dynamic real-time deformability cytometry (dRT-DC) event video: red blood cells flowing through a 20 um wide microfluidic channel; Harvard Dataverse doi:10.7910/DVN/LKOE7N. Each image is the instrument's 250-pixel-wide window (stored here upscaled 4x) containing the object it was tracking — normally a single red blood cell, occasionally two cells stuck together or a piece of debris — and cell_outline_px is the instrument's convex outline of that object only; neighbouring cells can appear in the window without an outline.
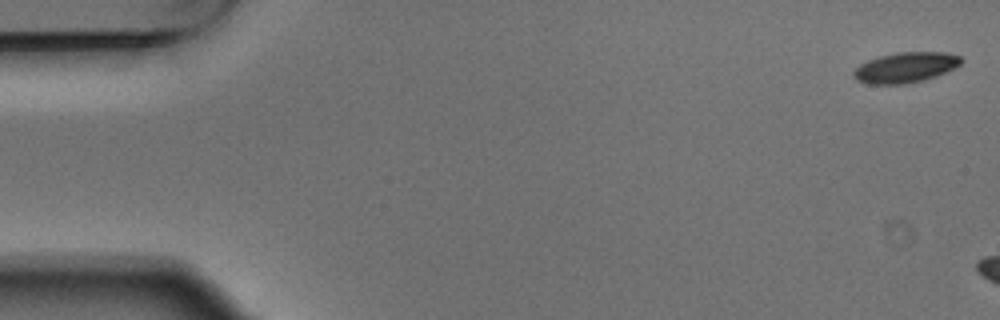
{"species": "Egyptian fruit bat (a non-hibernating species)", "species_latin": "Rousettus aegyptiacus", "temperature_condition": "warm", "stored_images_in_passage": 3, "camera_frame_rate_fps": 3000, "um_per_image_px": 0.085, "animal": {"sex": "male"}, "frame": {"image": 1, "passage_image": 1, "time_ms": 0.0, "image_size_px": [1000, 320], "cell_outline_px": [[964, 60], [960, 64], [936, 76], [924, 80], [904, 84], [868, 84], [856, 80], [852, 76], [852, 72], [860, 64], [868, 60], [880, 56], [896, 52], [944, 52], [960, 56]], "centroid_in_image_um": [76.93, 5.73], "position_along_channel_um": 8.1, "area_um2": 19.02}}